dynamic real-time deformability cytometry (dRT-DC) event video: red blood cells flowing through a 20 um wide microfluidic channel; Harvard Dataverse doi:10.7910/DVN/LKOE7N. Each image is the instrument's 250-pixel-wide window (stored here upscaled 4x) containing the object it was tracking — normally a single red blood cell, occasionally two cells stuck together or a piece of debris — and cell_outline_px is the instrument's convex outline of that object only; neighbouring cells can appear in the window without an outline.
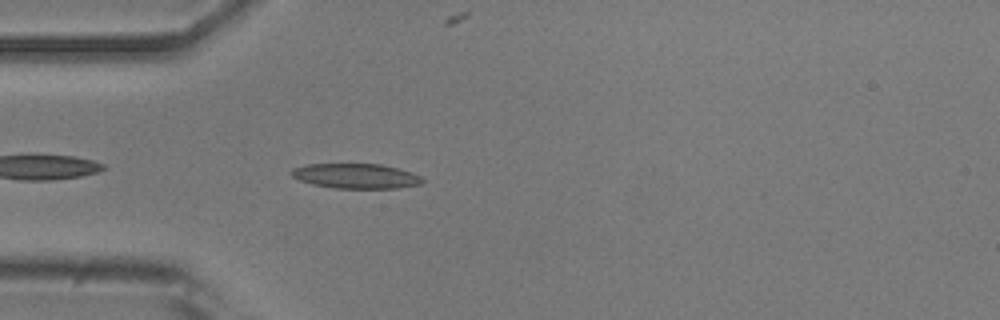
{"species": "common noctule bat (a hibernating species)", "species_latin": "Nyctalus noctula", "temperature_condition": "room temperature", "stored_images_in_passage": 40, "camera_frame_rate_fps": 3000, "um_per_image_px": 0.085, "animal": {"sex": "male", "body_mass_g": 20.5, "forearm_length_mm": 52.5}, "frame": {"image": 1, "passage_image": 3, "time_ms": 0.667, "image_size_px": [1000, 320], "cell_outline_px": [[424, 180], [420, 184], [396, 188], [336, 188], [312, 184], [300, 180], [292, 176], [288, 172], [292, 168], [308, 164], [380, 164], [412, 172], [420, 176]], "centroid_in_image_um": [30.22, 14.96], "position_along_channel_um": 54.8, "area_um2": 18.9}}
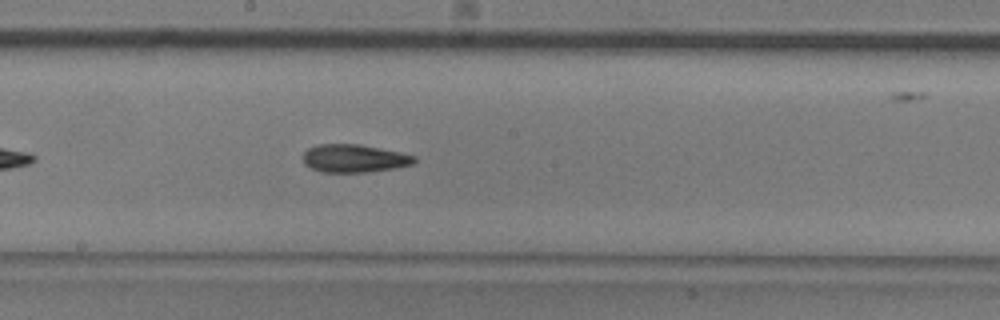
{"frame": {"image": 2, "passage_image": 16, "time_ms": 5.0, "image_size_px": [1000, 320], "cell_outline_px": [[416, 160], [412, 164], [396, 168], [368, 172], [320, 172], [304, 164], [304, 152], [308, 148], [316, 144], [360, 144], [400, 152], [416, 156]], "centroid_in_image_um": [30.11, 13.46], "position_along_channel_um": 218.1, "area_um2": 18.21}}
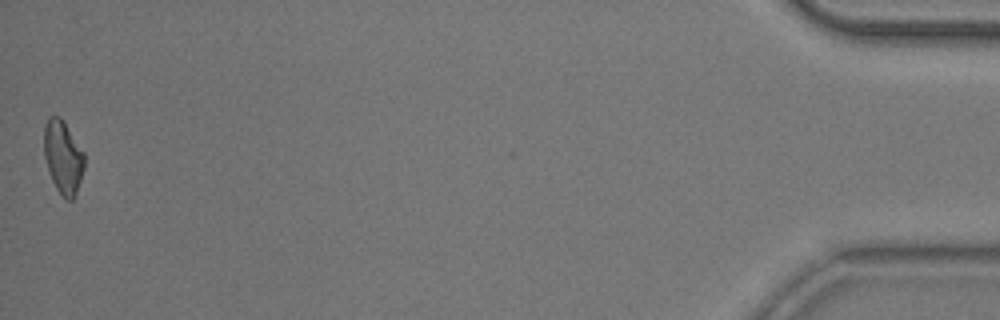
{"frame": {"image": 3, "passage_image": 40, "time_ms": 13.0, "image_size_px": [1000, 320], "cell_outline_px": [[84, 168], [76, 192], [72, 200], [68, 200], [56, 188], [52, 180], [44, 156], [44, 124], [48, 116], [60, 116], [84, 152]], "centroid_in_image_um": [5.35, 13.31], "position_along_channel_um": 429.9, "area_um2": 16.94}, "authors_computed_cell_mechanics": {"area_um2": 18.0336, "velocity_mm_per_s": 3.8627, "shape_relaxation_time_tau1_ms": 9.5578, "shape_relaxation_time_tau2_ms": 8.0378, "deformation_change_tau1": 0.22, "deformation_change_tau2": 0.1788}}